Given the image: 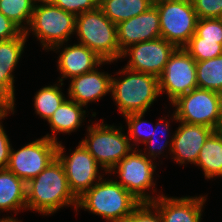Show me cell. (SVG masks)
Returning <instances> with one entry per match:
<instances>
[{
	"label": "cell",
	"mask_w": 222,
	"mask_h": 222,
	"mask_svg": "<svg viewBox=\"0 0 222 222\" xmlns=\"http://www.w3.org/2000/svg\"><path fill=\"white\" fill-rule=\"evenodd\" d=\"M220 136L222 137V125L216 130Z\"/></svg>",
	"instance_id": "cell-39"
},
{
	"label": "cell",
	"mask_w": 222,
	"mask_h": 222,
	"mask_svg": "<svg viewBox=\"0 0 222 222\" xmlns=\"http://www.w3.org/2000/svg\"><path fill=\"white\" fill-rule=\"evenodd\" d=\"M116 73L125 75L118 79L111 77V95L118 111L123 116L146 113L161 95L157 76L133 71L126 67Z\"/></svg>",
	"instance_id": "cell-2"
},
{
	"label": "cell",
	"mask_w": 222,
	"mask_h": 222,
	"mask_svg": "<svg viewBox=\"0 0 222 222\" xmlns=\"http://www.w3.org/2000/svg\"><path fill=\"white\" fill-rule=\"evenodd\" d=\"M153 4L159 2V1H163V0H150Z\"/></svg>",
	"instance_id": "cell-40"
},
{
	"label": "cell",
	"mask_w": 222,
	"mask_h": 222,
	"mask_svg": "<svg viewBox=\"0 0 222 222\" xmlns=\"http://www.w3.org/2000/svg\"><path fill=\"white\" fill-rule=\"evenodd\" d=\"M27 209L26 182L7 168H0V210L14 211Z\"/></svg>",
	"instance_id": "cell-20"
},
{
	"label": "cell",
	"mask_w": 222,
	"mask_h": 222,
	"mask_svg": "<svg viewBox=\"0 0 222 222\" xmlns=\"http://www.w3.org/2000/svg\"><path fill=\"white\" fill-rule=\"evenodd\" d=\"M57 50H59V52L61 50L57 60V69L60 71V74H62L61 78H58L61 83H63V80L66 78L72 79L93 71L103 63H112V61H103L94 51L79 43L64 46V48L62 43L51 49V51L55 52H58Z\"/></svg>",
	"instance_id": "cell-16"
},
{
	"label": "cell",
	"mask_w": 222,
	"mask_h": 222,
	"mask_svg": "<svg viewBox=\"0 0 222 222\" xmlns=\"http://www.w3.org/2000/svg\"><path fill=\"white\" fill-rule=\"evenodd\" d=\"M23 31L0 12V41L18 37Z\"/></svg>",
	"instance_id": "cell-35"
},
{
	"label": "cell",
	"mask_w": 222,
	"mask_h": 222,
	"mask_svg": "<svg viewBox=\"0 0 222 222\" xmlns=\"http://www.w3.org/2000/svg\"><path fill=\"white\" fill-rule=\"evenodd\" d=\"M0 222H20L18 219H15L13 217L7 216L2 219H0Z\"/></svg>",
	"instance_id": "cell-38"
},
{
	"label": "cell",
	"mask_w": 222,
	"mask_h": 222,
	"mask_svg": "<svg viewBox=\"0 0 222 222\" xmlns=\"http://www.w3.org/2000/svg\"><path fill=\"white\" fill-rule=\"evenodd\" d=\"M175 119L217 130L222 125V94L196 88L171 103Z\"/></svg>",
	"instance_id": "cell-7"
},
{
	"label": "cell",
	"mask_w": 222,
	"mask_h": 222,
	"mask_svg": "<svg viewBox=\"0 0 222 222\" xmlns=\"http://www.w3.org/2000/svg\"><path fill=\"white\" fill-rule=\"evenodd\" d=\"M162 118H164V119H162ZM162 118L158 121V123H156V125H154L155 128L153 129L151 138L146 143H144L148 148V151H147L148 153L144 152L143 154L146 155L148 158H151L153 160H156V158L159 157L160 154H163L162 152H164L165 147L169 146V148H170L169 152H171V149H172L173 135H172V137L169 135V134H171L169 132L170 131V128H169L170 127V122L166 120V117H162ZM163 120H165V124H162ZM160 127H162V129H161L162 131H160L162 136L163 135L165 136L167 134L166 137H168V135H169V138H171L170 140L169 139L168 140L164 139L165 142L163 144L161 143L162 145L160 143L155 144L156 143L155 140H157V139L159 140V138L156 139L155 137L158 134L157 132L159 131Z\"/></svg>",
	"instance_id": "cell-29"
},
{
	"label": "cell",
	"mask_w": 222,
	"mask_h": 222,
	"mask_svg": "<svg viewBox=\"0 0 222 222\" xmlns=\"http://www.w3.org/2000/svg\"><path fill=\"white\" fill-rule=\"evenodd\" d=\"M83 107L69 98L66 99L47 121L51 127V134L48 133L45 137L58 142V133L69 134L77 131L86 117V110H83Z\"/></svg>",
	"instance_id": "cell-19"
},
{
	"label": "cell",
	"mask_w": 222,
	"mask_h": 222,
	"mask_svg": "<svg viewBox=\"0 0 222 222\" xmlns=\"http://www.w3.org/2000/svg\"><path fill=\"white\" fill-rule=\"evenodd\" d=\"M15 109L10 106L1 96H0V117H6L8 113L14 114Z\"/></svg>",
	"instance_id": "cell-37"
},
{
	"label": "cell",
	"mask_w": 222,
	"mask_h": 222,
	"mask_svg": "<svg viewBox=\"0 0 222 222\" xmlns=\"http://www.w3.org/2000/svg\"><path fill=\"white\" fill-rule=\"evenodd\" d=\"M37 0H0V12L23 32L29 27Z\"/></svg>",
	"instance_id": "cell-25"
},
{
	"label": "cell",
	"mask_w": 222,
	"mask_h": 222,
	"mask_svg": "<svg viewBox=\"0 0 222 222\" xmlns=\"http://www.w3.org/2000/svg\"><path fill=\"white\" fill-rule=\"evenodd\" d=\"M3 124H0V168H7L11 151V143Z\"/></svg>",
	"instance_id": "cell-36"
},
{
	"label": "cell",
	"mask_w": 222,
	"mask_h": 222,
	"mask_svg": "<svg viewBox=\"0 0 222 222\" xmlns=\"http://www.w3.org/2000/svg\"><path fill=\"white\" fill-rule=\"evenodd\" d=\"M154 5L160 16L161 37L183 48L195 34L199 19L192 0H163Z\"/></svg>",
	"instance_id": "cell-8"
},
{
	"label": "cell",
	"mask_w": 222,
	"mask_h": 222,
	"mask_svg": "<svg viewBox=\"0 0 222 222\" xmlns=\"http://www.w3.org/2000/svg\"><path fill=\"white\" fill-rule=\"evenodd\" d=\"M110 74L99 72L97 67L90 72L70 79L68 98L81 106L99 101L106 94L111 93Z\"/></svg>",
	"instance_id": "cell-18"
},
{
	"label": "cell",
	"mask_w": 222,
	"mask_h": 222,
	"mask_svg": "<svg viewBox=\"0 0 222 222\" xmlns=\"http://www.w3.org/2000/svg\"><path fill=\"white\" fill-rule=\"evenodd\" d=\"M63 83L40 88L34 96L35 114L48 121L57 108L67 99L61 87Z\"/></svg>",
	"instance_id": "cell-24"
},
{
	"label": "cell",
	"mask_w": 222,
	"mask_h": 222,
	"mask_svg": "<svg viewBox=\"0 0 222 222\" xmlns=\"http://www.w3.org/2000/svg\"><path fill=\"white\" fill-rule=\"evenodd\" d=\"M27 38L25 32H22L14 39L0 41V64L4 63L5 67H17Z\"/></svg>",
	"instance_id": "cell-28"
},
{
	"label": "cell",
	"mask_w": 222,
	"mask_h": 222,
	"mask_svg": "<svg viewBox=\"0 0 222 222\" xmlns=\"http://www.w3.org/2000/svg\"><path fill=\"white\" fill-rule=\"evenodd\" d=\"M196 166H199L206 179L222 177V137L214 130L200 150Z\"/></svg>",
	"instance_id": "cell-21"
},
{
	"label": "cell",
	"mask_w": 222,
	"mask_h": 222,
	"mask_svg": "<svg viewBox=\"0 0 222 222\" xmlns=\"http://www.w3.org/2000/svg\"><path fill=\"white\" fill-rule=\"evenodd\" d=\"M16 67H5L0 64V96L13 108H15V86L13 71Z\"/></svg>",
	"instance_id": "cell-31"
},
{
	"label": "cell",
	"mask_w": 222,
	"mask_h": 222,
	"mask_svg": "<svg viewBox=\"0 0 222 222\" xmlns=\"http://www.w3.org/2000/svg\"><path fill=\"white\" fill-rule=\"evenodd\" d=\"M158 78L160 94L165 92L172 103L181 95L198 88L196 61L184 48H176Z\"/></svg>",
	"instance_id": "cell-12"
},
{
	"label": "cell",
	"mask_w": 222,
	"mask_h": 222,
	"mask_svg": "<svg viewBox=\"0 0 222 222\" xmlns=\"http://www.w3.org/2000/svg\"><path fill=\"white\" fill-rule=\"evenodd\" d=\"M205 196H185L181 198L162 195L152 201L163 222H201Z\"/></svg>",
	"instance_id": "cell-17"
},
{
	"label": "cell",
	"mask_w": 222,
	"mask_h": 222,
	"mask_svg": "<svg viewBox=\"0 0 222 222\" xmlns=\"http://www.w3.org/2000/svg\"><path fill=\"white\" fill-rule=\"evenodd\" d=\"M176 48L171 42L159 37L129 46L122 52L121 58L130 57L126 68L159 77Z\"/></svg>",
	"instance_id": "cell-13"
},
{
	"label": "cell",
	"mask_w": 222,
	"mask_h": 222,
	"mask_svg": "<svg viewBox=\"0 0 222 222\" xmlns=\"http://www.w3.org/2000/svg\"><path fill=\"white\" fill-rule=\"evenodd\" d=\"M64 152L65 147L60 141L57 146V158L64 167L71 192L78 199L102 178L98 169L102 167L81 142L69 156Z\"/></svg>",
	"instance_id": "cell-10"
},
{
	"label": "cell",
	"mask_w": 222,
	"mask_h": 222,
	"mask_svg": "<svg viewBox=\"0 0 222 222\" xmlns=\"http://www.w3.org/2000/svg\"><path fill=\"white\" fill-rule=\"evenodd\" d=\"M183 48L195 61H204L222 55V40L191 37Z\"/></svg>",
	"instance_id": "cell-26"
},
{
	"label": "cell",
	"mask_w": 222,
	"mask_h": 222,
	"mask_svg": "<svg viewBox=\"0 0 222 222\" xmlns=\"http://www.w3.org/2000/svg\"><path fill=\"white\" fill-rule=\"evenodd\" d=\"M153 161L144 155L141 149H133L108 173H117L120 180L116 181L140 202H152L157 197L145 190L153 188L155 192L153 175L156 165Z\"/></svg>",
	"instance_id": "cell-9"
},
{
	"label": "cell",
	"mask_w": 222,
	"mask_h": 222,
	"mask_svg": "<svg viewBox=\"0 0 222 222\" xmlns=\"http://www.w3.org/2000/svg\"><path fill=\"white\" fill-rule=\"evenodd\" d=\"M199 19L222 18V0H192Z\"/></svg>",
	"instance_id": "cell-34"
},
{
	"label": "cell",
	"mask_w": 222,
	"mask_h": 222,
	"mask_svg": "<svg viewBox=\"0 0 222 222\" xmlns=\"http://www.w3.org/2000/svg\"><path fill=\"white\" fill-rule=\"evenodd\" d=\"M196 78L198 88L222 94V55L196 61Z\"/></svg>",
	"instance_id": "cell-23"
},
{
	"label": "cell",
	"mask_w": 222,
	"mask_h": 222,
	"mask_svg": "<svg viewBox=\"0 0 222 222\" xmlns=\"http://www.w3.org/2000/svg\"><path fill=\"white\" fill-rule=\"evenodd\" d=\"M27 209L52 215L64 206L75 207L78 199L71 192L62 163L56 158L37 177L26 183Z\"/></svg>",
	"instance_id": "cell-1"
},
{
	"label": "cell",
	"mask_w": 222,
	"mask_h": 222,
	"mask_svg": "<svg viewBox=\"0 0 222 222\" xmlns=\"http://www.w3.org/2000/svg\"><path fill=\"white\" fill-rule=\"evenodd\" d=\"M117 35L121 52L131 45L161 37L157 7L153 4L144 13L117 24Z\"/></svg>",
	"instance_id": "cell-14"
},
{
	"label": "cell",
	"mask_w": 222,
	"mask_h": 222,
	"mask_svg": "<svg viewBox=\"0 0 222 222\" xmlns=\"http://www.w3.org/2000/svg\"><path fill=\"white\" fill-rule=\"evenodd\" d=\"M57 146L58 142L44 136L16 151L11 147L7 169L27 183L57 158Z\"/></svg>",
	"instance_id": "cell-11"
},
{
	"label": "cell",
	"mask_w": 222,
	"mask_h": 222,
	"mask_svg": "<svg viewBox=\"0 0 222 222\" xmlns=\"http://www.w3.org/2000/svg\"><path fill=\"white\" fill-rule=\"evenodd\" d=\"M140 203L116 180L101 178L78 198L77 210L83 208L107 222H123Z\"/></svg>",
	"instance_id": "cell-3"
},
{
	"label": "cell",
	"mask_w": 222,
	"mask_h": 222,
	"mask_svg": "<svg viewBox=\"0 0 222 222\" xmlns=\"http://www.w3.org/2000/svg\"><path fill=\"white\" fill-rule=\"evenodd\" d=\"M123 222H163V220L151 202H141Z\"/></svg>",
	"instance_id": "cell-32"
},
{
	"label": "cell",
	"mask_w": 222,
	"mask_h": 222,
	"mask_svg": "<svg viewBox=\"0 0 222 222\" xmlns=\"http://www.w3.org/2000/svg\"><path fill=\"white\" fill-rule=\"evenodd\" d=\"M175 122H179L175 134H173L171 155L176 163L180 165L190 163L196 164L200 150L204 145L206 139L214 131V129L204 125L188 124L175 119V113L172 117Z\"/></svg>",
	"instance_id": "cell-15"
},
{
	"label": "cell",
	"mask_w": 222,
	"mask_h": 222,
	"mask_svg": "<svg viewBox=\"0 0 222 222\" xmlns=\"http://www.w3.org/2000/svg\"><path fill=\"white\" fill-rule=\"evenodd\" d=\"M5 119L4 117H0V124L2 123L1 120Z\"/></svg>",
	"instance_id": "cell-41"
},
{
	"label": "cell",
	"mask_w": 222,
	"mask_h": 222,
	"mask_svg": "<svg viewBox=\"0 0 222 222\" xmlns=\"http://www.w3.org/2000/svg\"><path fill=\"white\" fill-rule=\"evenodd\" d=\"M75 25V15L53 5L49 0H38L34 6L30 25L24 32L26 36L32 32L44 50L49 51L58 44L66 45L65 43L75 33Z\"/></svg>",
	"instance_id": "cell-5"
},
{
	"label": "cell",
	"mask_w": 222,
	"mask_h": 222,
	"mask_svg": "<svg viewBox=\"0 0 222 222\" xmlns=\"http://www.w3.org/2000/svg\"><path fill=\"white\" fill-rule=\"evenodd\" d=\"M144 116L145 113H132L124 116V118L126 119V124L128 125L127 134L130 143L132 140L133 143L135 142L134 144H132V147L134 149H137V146H139L138 144L146 143L151 138L153 129L155 128L154 126L152 127L151 123L149 124L147 120L142 119ZM134 146H136V148Z\"/></svg>",
	"instance_id": "cell-27"
},
{
	"label": "cell",
	"mask_w": 222,
	"mask_h": 222,
	"mask_svg": "<svg viewBox=\"0 0 222 222\" xmlns=\"http://www.w3.org/2000/svg\"><path fill=\"white\" fill-rule=\"evenodd\" d=\"M153 3L150 0H101L99 8L116 25L144 13Z\"/></svg>",
	"instance_id": "cell-22"
},
{
	"label": "cell",
	"mask_w": 222,
	"mask_h": 222,
	"mask_svg": "<svg viewBox=\"0 0 222 222\" xmlns=\"http://www.w3.org/2000/svg\"><path fill=\"white\" fill-rule=\"evenodd\" d=\"M75 32L79 44L94 51L103 61L121 59L117 25L99 7L76 16Z\"/></svg>",
	"instance_id": "cell-4"
},
{
	"label": "cell",
	"mask_w": 222,
	"mask_h": 222,
	"mask_svg": "<svg viewBox=\"0 0 222 222\" xmlns=\"http://www.w3.org/2000/svg\"><path fill=\"white\" fill-rule=\"evenodd\" d=\"M53 5L75 16L99 7L97 0H49Z\"/></svg>",
	"instance_id": "cell-33"
},
{
	"label": "cell",
	"mask_w": 222,
	"mask_h": 222,
	"mask_svg": "<svg viewBox=\"0 0 222 222\" xmlns=\"http://www.w3.org/2000/svg\"><path fill=\"white\" fill-rule=\"evenodd\" d=\"M101 121L88 126V136L80 142L107 174L134 148L122 126L117 128Z\"/></svg>",
	"instance_id": "cell-6"
},
{
	"label": "cell",
	"mask_w": 222,
	"mask_h": 222,
	"mask_svg": "<svg viewBox=\"0 0 222 222\" xmlns=\"http://www.w3.org/2000/svg\"><path fill=\"white\" fill-rule=\"evenodd\" d=\"M205 40H222V18L198 19L195 34Z\"/></svg>",
	"instance_id": "cell-30"
}]
</instances>
